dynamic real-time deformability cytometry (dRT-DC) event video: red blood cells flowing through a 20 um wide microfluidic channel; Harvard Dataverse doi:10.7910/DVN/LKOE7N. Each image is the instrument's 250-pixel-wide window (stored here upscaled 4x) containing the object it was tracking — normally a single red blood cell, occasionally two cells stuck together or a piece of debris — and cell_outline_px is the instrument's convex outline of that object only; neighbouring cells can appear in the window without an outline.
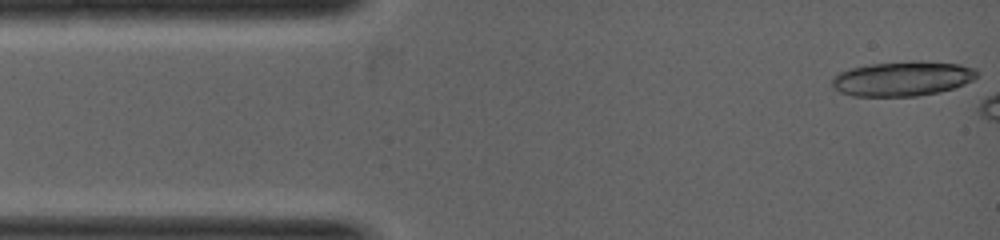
{"species": "common noctule bat (a hibernating species)", "species_latin": "Nyctalus noctula", "temperature_condition": "warm", "stored_images_in_passage": 4, "camera_frame_rate_fps": 5000, "um_per_image_px": 0.085, "animal": {"sex": "female", "body_mass_g": 19.0, "forearm_length_mm": 53.3}, "frame": {"image": 1, "passage_image": 1, "time_ms": 0.0, "image_size_px": [1000, 240], "cell_outline_px": [[976, 76], [972, 80], [964, 84], [940, 92], [916, 96], [852, 96], [840, 92], [832, 88], [832, 76], [848, 68], [872, 64], [912, 60], [920, 60], [960, 64], [976, 68]], "centroid_in_image_um": [76.68, 6.67], "position_along_channel_um": 8.3, "area_um2": 29.59}}